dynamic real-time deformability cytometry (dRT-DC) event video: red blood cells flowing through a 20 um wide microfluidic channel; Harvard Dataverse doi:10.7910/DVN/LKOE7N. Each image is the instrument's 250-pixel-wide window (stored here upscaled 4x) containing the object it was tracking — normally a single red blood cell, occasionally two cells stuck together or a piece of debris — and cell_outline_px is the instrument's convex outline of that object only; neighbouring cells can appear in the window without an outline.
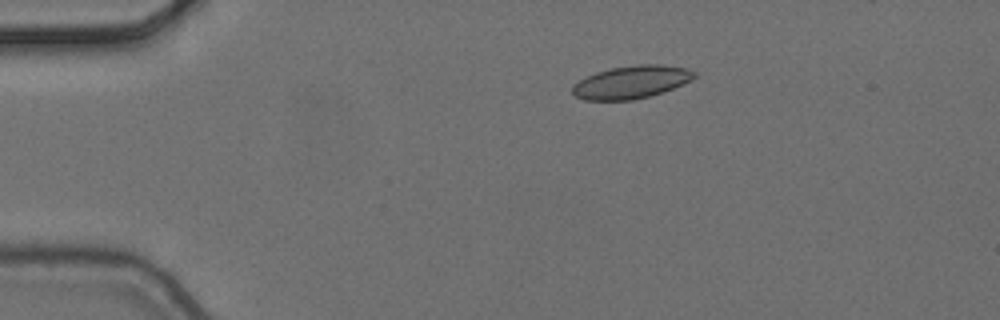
{"species": "common noctule bat (a hibernating species)", "species_latin": "Nyctalus noctula", "temperature_condition": "cold", "stored_images_in_passage": 5, "camera_frame_rate_fps": 3000, "um_per_image_px": 0.085, "animal": {"sex": "female", "body_mass_g": 24.6, "forearm_length_mm": 56.2}, "frame": {"image": 1, "passage_image": 2, "time_ms": 0.333, "image_size_px": [1000, 320], "cell_outline_px": [[696, 76], [692, 80], [684, 84], [664, 92], [632, 100], [584, 100], [576, 96], [572, 92], [572, 84], [596, 72], [612, 68], [636, 64], [660, 64], [688, 68], [696, 72]], "centroid_in_image_um": [53.7, 6.97], "position_along_channel_um": 31.3, "area_um2": 23.41}}
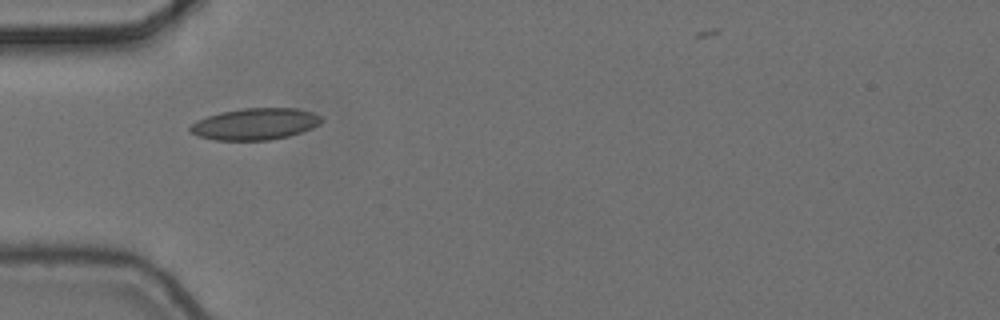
{"frame": {"image": 2, "passage_image": 4, "time_ms": 1.0, "image_size_px": [1000, 320], "cell_outline_px": [[324, 120], [320, 124], [312, 128], [288, 136], [272, 140], [216, 140], [200, 136], [192, 132], [188, 128], [196, 120], [220, 112], [244, 108], [296, 108], [312, 112], [320, 116]], "centroid_in_image_um": [21.71, 10.53], "position_along_channel_um": 63.3, "area_um2": 24.1}}
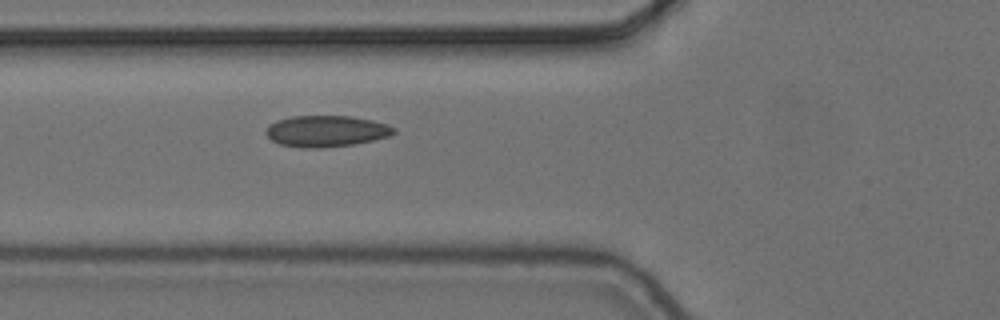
{"frame": {"image": 3, "passage_image": 5, "time_ms": 1.333, "image_size_px": [1000, 320], "cell_outline_px": [[396, 132], [388, 136], [372, 140], [352, 144], [320, 148], [300, 148], [280, 144], [272, 140], [264, 132], [268, 124], [276, 120], [292, 116], [352, 116], [372, 120], [388, 124], [396, 128]], "centroid_in_image_um": [27.7, 11.14], "position_along_channel_um": 98.1, "area_um2": 23.41}}